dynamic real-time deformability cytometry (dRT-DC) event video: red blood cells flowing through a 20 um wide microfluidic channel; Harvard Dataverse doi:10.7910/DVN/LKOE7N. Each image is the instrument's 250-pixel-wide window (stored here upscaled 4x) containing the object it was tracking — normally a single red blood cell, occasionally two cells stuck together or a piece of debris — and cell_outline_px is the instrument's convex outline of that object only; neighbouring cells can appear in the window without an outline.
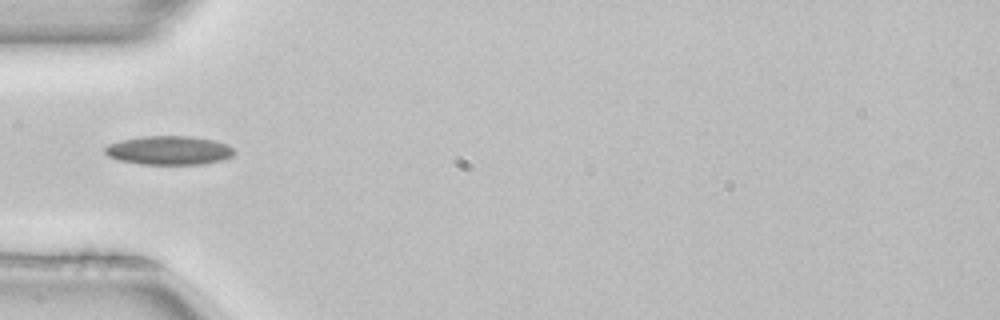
{"species": "common noctule bat (a hibernating species)", "species_latin": "Nyctalus noctula", "temperature_condition": "room temperature", "stored_images_in_passage": 1, "camera_frame_rate_fps": 3000, "um_per_image_px": 0.085, "animal": {"sex": "female", "body_mass_g": 22.7, "forearm_length_mm": 54.2}, "frame": {"image": 1, "passage_image": 1, "time_ms": 0.0, "image_size_px": [1000, 320], "cell_outline_px": [[236, 152], [232, 156], [224, 160], [204, 164], [140, 164], [120, 160], [108, 156], [104, 152], [104, 148], [108, 144], [120, 140], [140, 136], [188, 136], [212, 140], [224, 144], [232, 148]], "centroid_in_image_um": [14.34, 12.78], "position_along_channel_um": 70.7, "area_um2": 21.73}}